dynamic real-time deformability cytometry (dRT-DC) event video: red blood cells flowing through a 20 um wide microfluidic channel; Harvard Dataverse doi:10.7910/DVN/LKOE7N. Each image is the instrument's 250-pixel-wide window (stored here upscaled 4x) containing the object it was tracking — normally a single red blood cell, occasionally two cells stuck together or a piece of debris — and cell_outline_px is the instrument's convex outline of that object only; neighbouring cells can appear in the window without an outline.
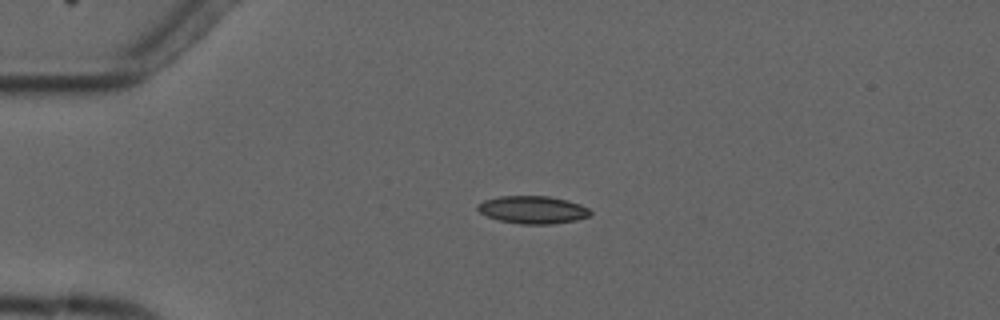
{"species": "common noctule bat (a hibernating species)", "species_latin": "Nyctalus noctula", "temperature_condition": "cold", "stored_images_in_passage": 3, "camera_frame_rate_fps": 3000, "um_per_image_px": 0.085, "animal": {"sex": "male", "forearm_length_mm": 52.5}, "frame": {"image": 1, "passage_image": 1, "time_ms": 0.0, "image_size_px": [1000, 320], "cell_outline_px": [[592, 212], [588, 216], [576, 220], [552, 224], [520, 224], [500, 220], [488, 216], [480, 212], [476, 208], [484, 200], [500, 196], [548, 196], [568, 200], [580, 204], [588, 208]], "centroid_in_image_um": [45.31, 17.83], "position_along_channel_um": 39.7, "area_um2": 18.03}}
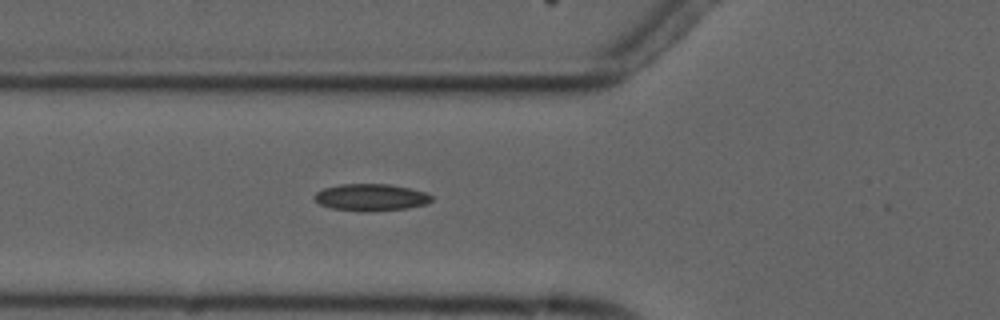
{"frame": {"image": 2, "passage_image": 3, "time_ms": 2.333, "image_size_px": [1000, 320], "cell_outline_px": [[432, 200], [424, 204], [408, 208], [372, 212], [368, 212], [332, 208], [320, 204], [316, 200], [316, 192], [324, 188], [340, 184], [388, 184], [408, 188], [424, 192], [432, 196]], "centroid_in_image_um": [31.53, 16.78], "position_along_channel_um": 94.3, "area_um2": 18.21}}